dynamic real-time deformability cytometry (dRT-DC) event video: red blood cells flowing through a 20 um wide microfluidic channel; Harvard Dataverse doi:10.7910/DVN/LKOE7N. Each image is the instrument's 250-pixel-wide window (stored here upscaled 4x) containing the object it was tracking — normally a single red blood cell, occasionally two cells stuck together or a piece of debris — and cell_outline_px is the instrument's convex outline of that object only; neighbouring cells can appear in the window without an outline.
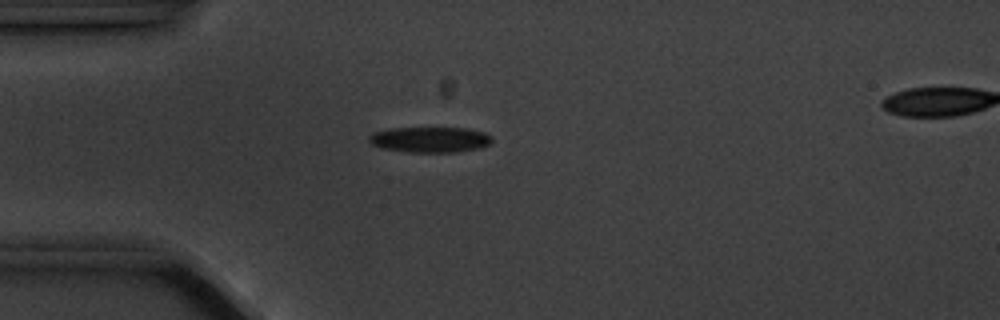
{"species": "common noctule bat (a hibernating species)", "species_latin": "Nyctalus noctula", "temperature_condition": "cold", "stored_images_in_passage": 2, "camera_frame_rate_fps": 3000, "um_per_image_px": 0.085, "animal": {"sex": "male", "body_mass_g": 20.1, "forearm_length_mm": 53.5}, "frame": {"image": 1, "passage_image": 1, "time_ms": 0.0, "image_size_px": [1000, 320], "cell_outline_px": [[492, 140], [488, 144], [476, 148], [456, 152], [412, 152], [384, 148], [372, 144], [368, 140], [368, 136], [372, 132], [392, 128], [468, 128], [484, 132], [492, 136]], "centroid_in_image_um": [36.54, 11.85], "position_along_channel_um": 48.5, "area_um2": 18.15}}